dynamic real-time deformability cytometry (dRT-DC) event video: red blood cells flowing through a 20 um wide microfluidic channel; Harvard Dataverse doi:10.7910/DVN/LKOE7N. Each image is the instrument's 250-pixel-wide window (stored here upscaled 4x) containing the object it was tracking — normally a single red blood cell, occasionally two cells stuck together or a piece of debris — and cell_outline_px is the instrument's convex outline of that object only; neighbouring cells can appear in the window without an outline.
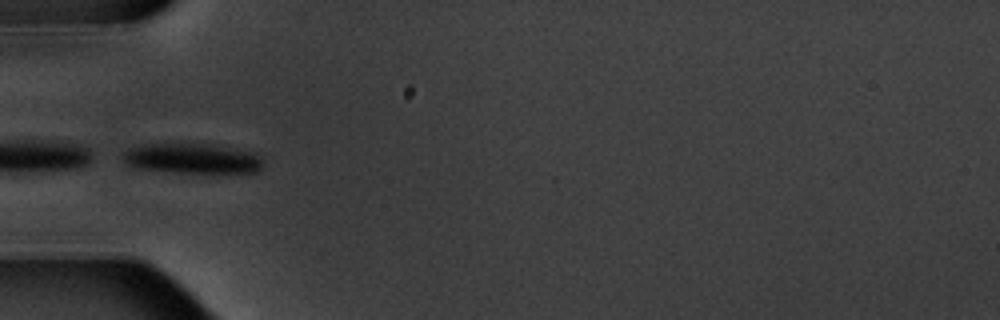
{"species": "common noctule bat (a hibernating species)", "species_latin": "Nyctalus noctula", "temperature_condition": "warm", "stored_images_in_passage": 8, "camera_frame_rate_fps": 3000, "um_per_image_px": 0.085, "animal": {"sex": "male", "body_mass_g": 20.1, "forearm_length_mm": 53.5}, "frame": {"image": 1, "passage_image": 6, "time_ms": 5.667, "image_size_px": [1000, 320], "cell_outline_px": [[264, 164], [256, 172], [172, 172], [132, 168], [120, 156], [124, 152], [132, 148], [152, 144], [216, 144], [256, 152], [264, 160]], "centroid_in_image_um": [16.39, 13.47], "position_along_channel_um": 68.6, "area_um2": 24.68}}
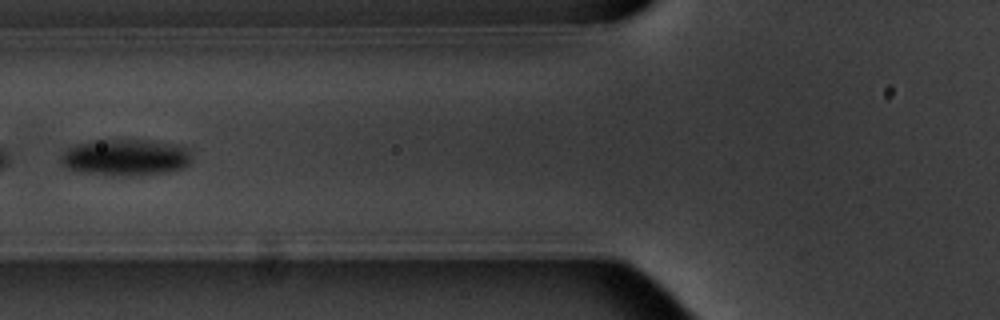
{"frame": {"image": 2, "passage_image": 7, "time_ms": 7.0, "image_size_px": [1000, 320], "cell_outline_px": [[192, 160], [184, 168], [168, 172], [140, 176], [112, 176], [80, 172], [68, 168], [60, 164], [60, 160], [64, 152], [68, 148], [76, 144], [100, 140], [144, 140], [176, 144], [188, 148], [192, 156]], "centroid_in_image_um": [10.71, 13.4], "position_along_channel_um": 115.1, "area_um2": 28.21}}